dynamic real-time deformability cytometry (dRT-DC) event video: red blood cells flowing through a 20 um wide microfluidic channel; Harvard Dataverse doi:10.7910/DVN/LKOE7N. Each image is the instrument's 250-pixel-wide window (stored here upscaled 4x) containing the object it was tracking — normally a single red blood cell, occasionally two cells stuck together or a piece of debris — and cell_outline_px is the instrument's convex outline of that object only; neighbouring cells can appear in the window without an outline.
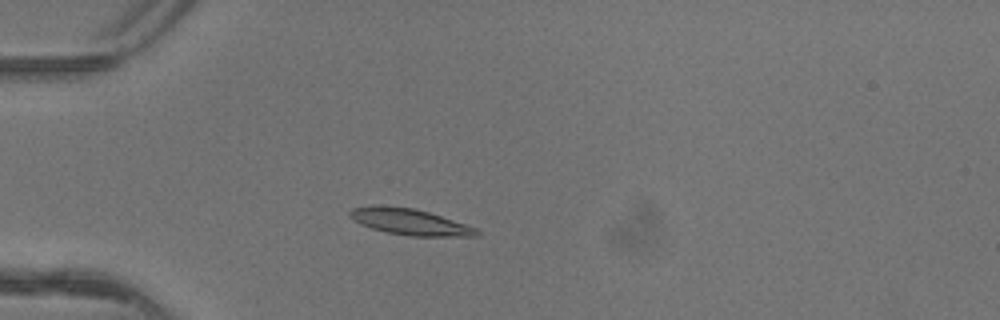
{"species": "common noctule bat (a hibernating species)", "species_latin": "Nyctalus noctula", "temperature_condition": "warm", "stored_images_in_passage": 4, "camera_frame_rate_fps": 3000, "um_per_image_px": 0.085, "animal": {"sex": "female"}, "frame": {"image": 1, "passage_image": 3, "time_ms": 0.667, "image_size_px": [1000, 320], "cell_outline_px": [[480, 236], [408, 236], [384, 232], [360, 224], [352, 220], [348, 216], [348, 212], [352, 208], [412, 208], [428, 212], [476, 228], [480, 232]], "centroid_in_image_um": [34.87, 18.91], "position_along_channel_um": 50.1, "area_um2": 18.55}}